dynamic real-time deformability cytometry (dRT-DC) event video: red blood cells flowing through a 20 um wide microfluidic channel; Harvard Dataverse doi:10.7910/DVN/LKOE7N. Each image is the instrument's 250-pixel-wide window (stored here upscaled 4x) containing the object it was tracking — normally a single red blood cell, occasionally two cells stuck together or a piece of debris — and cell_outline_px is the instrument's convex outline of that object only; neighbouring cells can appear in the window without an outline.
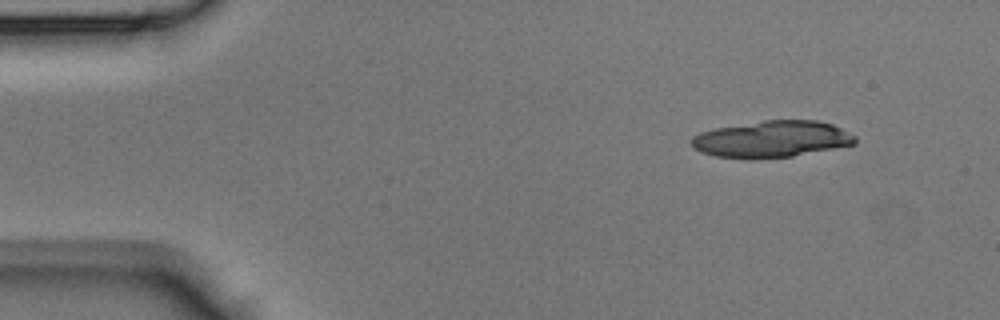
{"species": "Egyptian fruit bat (a non-hibernating species)", "species_latin": "Rousettus aegyptiacus", "temperature_condition": "room temperature", "stored_images_in_passage": 9, "camera_frame_rate_fps": 3000, "um_per_image_px": 0.085, "animal": {"sex": "male"}, "frame": {"image": 1, "passage_image": 1, "time_ms": 0.0, "image_size_px": [1000, 320], "cell_outline_px": [[856, 144], [792, 156], [716, 156], [704, 152], [696, 148], [688, 140], [692, 136], [700, 132], [716, 128], [764, 120], [816, 120], [832, 124], [856, 136]], "centroid_in_image_um": [65.65, 11.78], "position_along_channel_um": 19.4, "area_um2": 33.87}}